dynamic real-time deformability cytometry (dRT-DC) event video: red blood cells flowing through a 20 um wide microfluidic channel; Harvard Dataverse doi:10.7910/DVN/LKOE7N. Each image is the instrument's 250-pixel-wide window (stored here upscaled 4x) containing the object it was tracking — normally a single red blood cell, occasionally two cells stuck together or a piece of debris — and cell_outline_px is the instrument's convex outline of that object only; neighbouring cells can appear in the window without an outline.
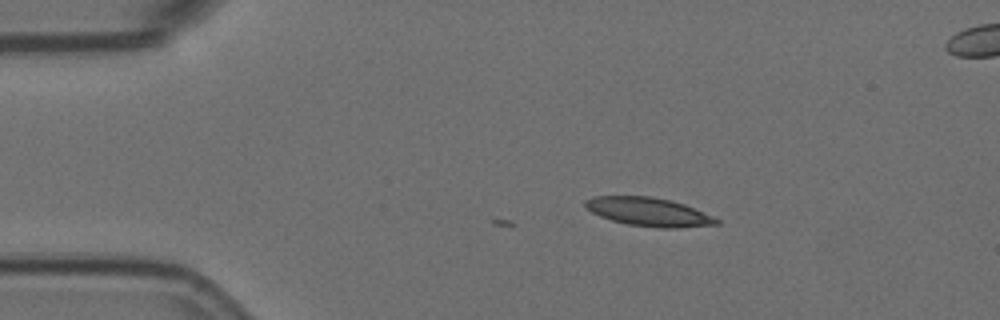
{"species": "Egyptian fruit bat (a non-hibernating species)", "species_latin": "Rousettus aegyptiacus", "temperature_condition": "room temperature", "stored_images_in_passage": 5, "camera_frame_rate_fps": 3000, "um_per_image_px": 0.085, "animal": {"sex": "female"}, "frame": {"image": 1, "passage_image": 1, "time_ms": 0.0, "image_size_px": [1000, 320], "cell_outline_px": [[720, 224], [680, 228], [656, 228], [628, 224], [612, 220], [600, 216], [592, 212], [584, 204], [584, 200], [592, 196], [652, 196], [672, 200], [684, 204], [712, 216], [720, 220]], "centroid_in_image_um": [55.15, 18.01], "position_along_channel_um": 29.9, "area_um2": 21.91}}